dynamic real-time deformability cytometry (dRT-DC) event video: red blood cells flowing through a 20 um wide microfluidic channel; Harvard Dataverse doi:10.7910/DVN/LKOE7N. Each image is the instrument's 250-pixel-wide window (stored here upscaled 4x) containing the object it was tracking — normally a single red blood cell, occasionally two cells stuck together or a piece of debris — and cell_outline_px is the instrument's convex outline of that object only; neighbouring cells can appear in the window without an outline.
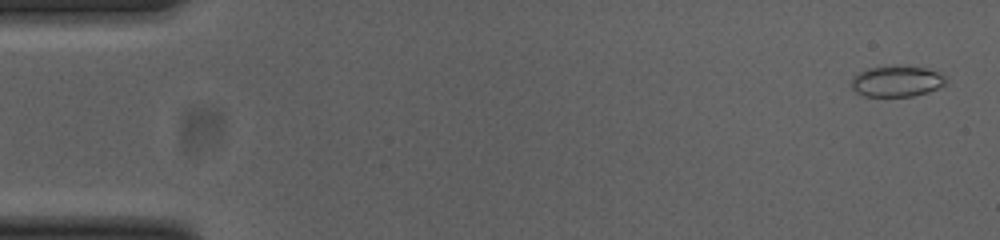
{"species": "common noctule bat (a hibernating species)", "species_latin": "Nyctalus noctula", "temperature_condition": "cold", "stored_images_in_passage": 20, "camera_frame_rate_fps": 3000, "um_per_image_px": 0.085, "animal": {"sex": "female", "body_mass_g": 23.0, "forearm_length_mm": 53.4}, "frame": {"image": 1, "passage_image": 2, "time_ms": 0.333, "image_size_px": [1000, 240], "cell_outline_px": [[948, 80], [944, 84], [928, 92], [912, 96], [864, 96], [856, 92], [852, 88], [852, 76], [868, 68], [892, 64], [896, 64], [928, 68], [944, 76]], "centroid_in_image_um": [76.2, 6.88], "position_along_channel_um": 8.8, "area_um2": 17.28}}
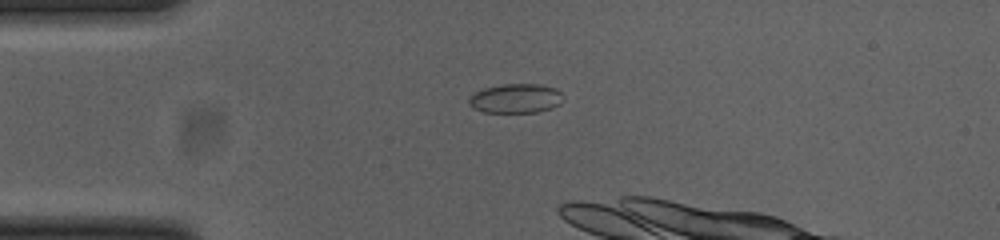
{"frame": {"image": 2, "passage_image": 13, "time_ms": 4.0, "image_size_px": [1000, 240], "cell_outline_px": [[564, 100], [560, 104], [552, 108], [536, 112], [484, 112], [468, 104], [468, 100], [476, 92], [484, 88], [504, 84], [536, 84], [556, 88], [560, 92]], "centroid_in_image_um": [43.88, 8.36], "position_along_channel_um": 41.1, "area_um2": 15.95}}